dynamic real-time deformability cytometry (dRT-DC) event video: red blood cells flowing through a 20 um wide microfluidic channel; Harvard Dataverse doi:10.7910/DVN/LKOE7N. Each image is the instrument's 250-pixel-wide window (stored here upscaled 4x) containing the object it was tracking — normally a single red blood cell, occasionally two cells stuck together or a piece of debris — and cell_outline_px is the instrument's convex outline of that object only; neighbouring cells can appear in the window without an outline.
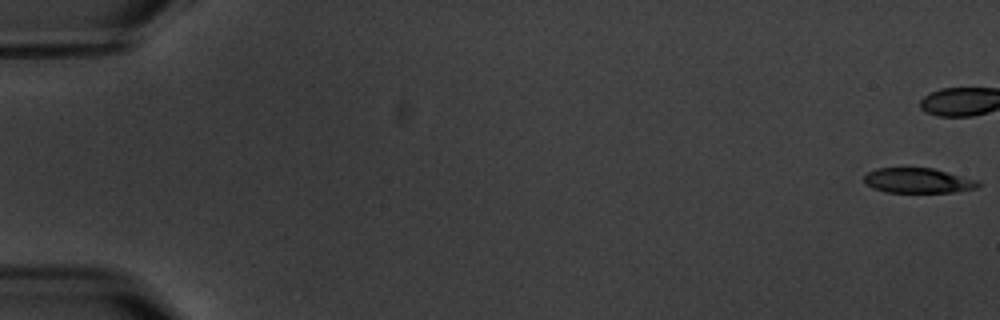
{"species": "common noctule bat (a hibernating species)", "species_latin": "Nyctalus noctula", "temperature_condition": "warm", "stored_images_in_passage": 7, "camera_frame_rate_fps": 3000, "um_per_image_px": 0.085, "animal": {"sex": "male", "body_mass_g": 20.1, "forearm_length_mm": 53.5}, "frame": {"image": 1, "passage_image": 1, "time_ms": 0.0, "image_size_px": [1000, 320], "cell_outline_px": [[980, 188], [952, 192], [888, 192], [872, 188], [864, 180], [864, 176], [868, 172], [876, 168], [932, 168], [980, 180]], "centroid_in_image_um": [78.09, 15.35], "position_along_channel_um": 6.9, "area_um2": 16.65}}
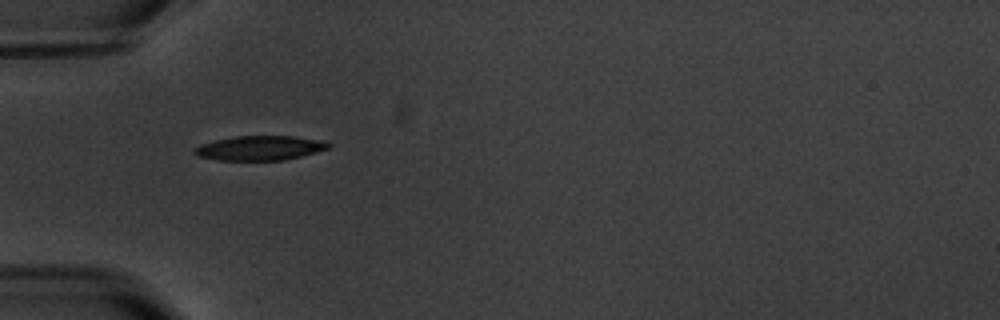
{"frame": {"image": 2, "passage_image": 6, "time_ms": 7.0, "image_size_px": [1000, 320], "cell_outline_px": [[332, 144], [328, 148], [316, 152], [284, 160], [216, 160], [196, 156], [192, 152], [192, 148], [200, 144], [216, 140], [236, 136], [292, 136], [320, 140]], "centroid_in_image_um": [22.02, 12.58], "position_along_channel_um": 63.0, "area_um2": 19.13}}